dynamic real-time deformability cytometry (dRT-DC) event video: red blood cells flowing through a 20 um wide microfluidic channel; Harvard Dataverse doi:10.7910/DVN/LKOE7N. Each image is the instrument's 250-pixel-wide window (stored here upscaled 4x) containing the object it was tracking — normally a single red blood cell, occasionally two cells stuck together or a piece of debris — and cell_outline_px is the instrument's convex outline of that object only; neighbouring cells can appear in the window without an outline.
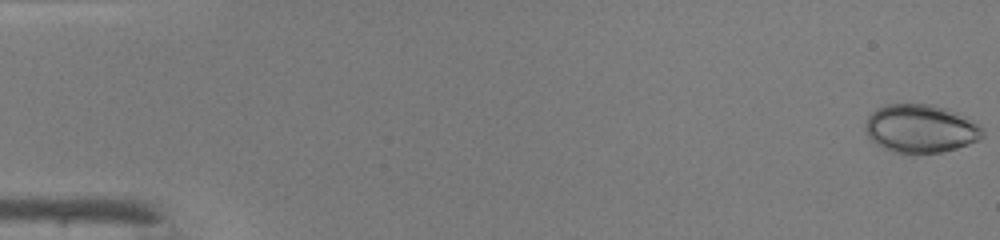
{"species": "common noctule bat (a hibernating species)", "species_latin": "Nyctalus noctula", "temperature_condition": "warm", "stored_images_in_passage": 48, "camera_frame_rate_fps": 3000, "um_per_image_px": 0.085, "animal": {"sex": "male", "body_mass_g": 19.0, "forearm_length_mm": 50.8}, "frame": {"image": 1, "passage_image": 1, "time_ms": 0.0, "image_size_px": [1000, 240], "cell_outline_px": [[984, 136], [980, 140], [956, 148], [940, 152], [912, 156], [904, 156], [892, 152], [876, 144], [868, 136], [864, 128], [868, 116], [876, 108], [884, 104], [932, 104], [944, 108], [976, 124], [984, 132]], "centroid_in_image_um": [78.17, 10.98], "position_along_channel_um": 6.8, "area_um2": 33.23}}
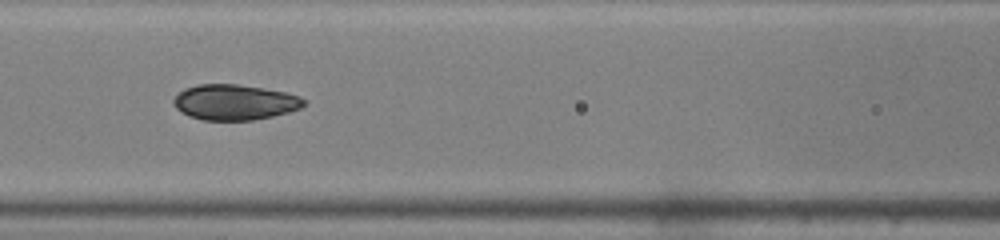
{"frame": {"image": 2, "passage_image": 22, "time_ms": 7.0, "image_size_px": [1000, 240], "cell_outline_px": [[308, 104], [300, 108], [288, 112], [272, 116], [252, 120], [204, 120], [188, 116], [180, 112], [172, 104], [172, 100], [184, 88], [200, 84], [236, 84], [264, 88], [284, 92], [300, 96]], "centroid_in_image_um": [19.93, 8.69], "position_along_channel_um": 146.7, "area_um2": 26.99}}
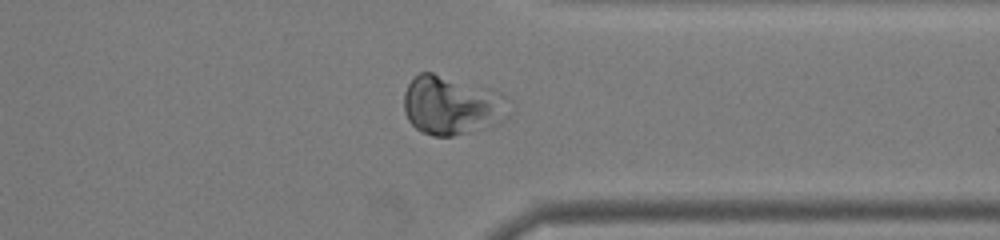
{"frame": {"image": 3, "passage_image": 38, "time_ms": 12.333, "image_size_px": [1000, 240], "cell_outline_px": [[508, 116], [504, 120], [496, 124], [484, 128], [452, 136], [432, 136], [420, 132], [408, 120], [404, 112], [404, 92], [412, 76], [420, 72], [432, 72], [492, 88], [508, 96]], "centroid_in_image_um": [38.4, 8.93], "position_along_channel_um": 373.0, "area_um2": 36.76}, "authors_computed_cell_mechanics": {"area_um2": 28.8711, "velocity_mm_per_s": 4.2814, "shape_relaxation_time_tau1_ms": 2.4963, "shape_relaxation_time_tau2_ms": null, "deformation_change_tau1": 0.1599, "deformation_change_tau2": null}}